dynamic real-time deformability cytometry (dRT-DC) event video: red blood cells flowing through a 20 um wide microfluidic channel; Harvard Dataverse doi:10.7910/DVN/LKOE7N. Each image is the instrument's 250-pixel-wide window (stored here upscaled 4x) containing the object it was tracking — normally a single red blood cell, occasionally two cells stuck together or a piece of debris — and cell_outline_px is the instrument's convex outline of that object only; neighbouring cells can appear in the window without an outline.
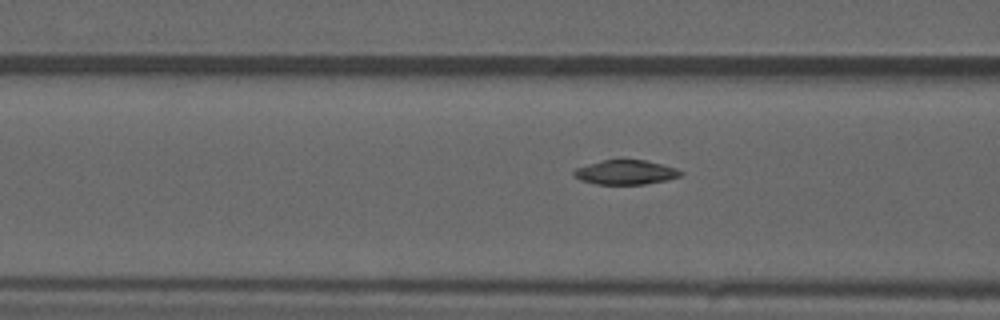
{"species": "common noctule bat (a hibernating species)", "species_latin": "Nyctalus noctula", "temperature_condition": "warm", "stored_images_in_passage": 36, "camera_frame_rate_fps": 3000, "um_per_image_px": 0.085, "animal": {"sex": "male", "forearm_length_mm": 52.5}, "frame": {"image": 1, "passage_image": 10, "time_ms": 3.0, "image_size_px": [1000, 320], "cell_outline_px": [[684, 172], [680, 176], [668, 180], [644, 184], [596, 184], [580, 180], [572, 176], [572, 172], [576, 168], [588, 164], [604, 160], [644, 160], [676, 168]], "centroid_in_image_um": [53.16, 14.65], "position_along_channel_um": 113.4, "area_um2": 15.14}}